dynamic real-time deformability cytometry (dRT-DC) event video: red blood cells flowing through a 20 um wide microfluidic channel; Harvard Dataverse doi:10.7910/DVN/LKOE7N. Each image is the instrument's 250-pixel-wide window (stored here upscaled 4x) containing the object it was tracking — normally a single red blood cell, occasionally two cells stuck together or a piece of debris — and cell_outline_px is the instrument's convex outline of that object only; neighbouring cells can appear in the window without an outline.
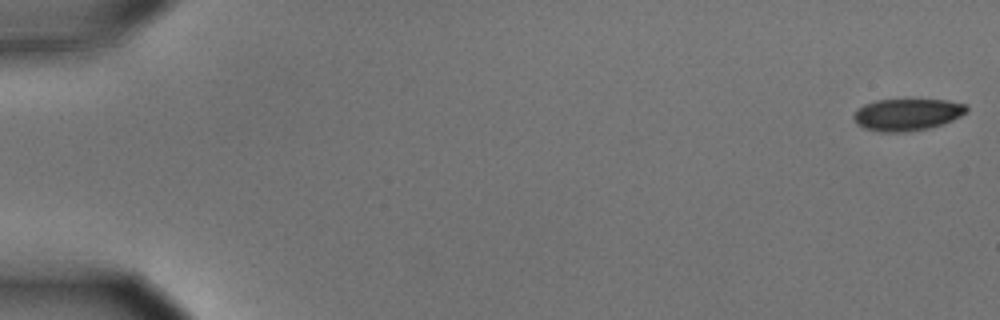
{"species": "common noctule bat (a hibernating species)", "species_latin": "Nyctalus noctula", "temperature_condition": "cold", "stored_images_in_passage": 53, "camera_frame_rate_fps": 3000, "um_per_image_px": 0.085, "animal": {"sex": "male", "body_mass_g": 15.6}, "frame": {"image": 1, "passage_image": 1, "time_ms": 0.0, "image_size_px": [1000, 320], "cell_outline_px": [[968, 112], [952, 120], [928, 128], [904, 132], [880, 132], [864, 128], [856, 124], [852, 116], [856, 108], [864, 104], [876, 100], [908, 96], [948, 100], [968, 104]], "centroid_in_image_um": [77.1, 9.67], "position_along_channel_um": 7.9, "area_um2": 22.2}}
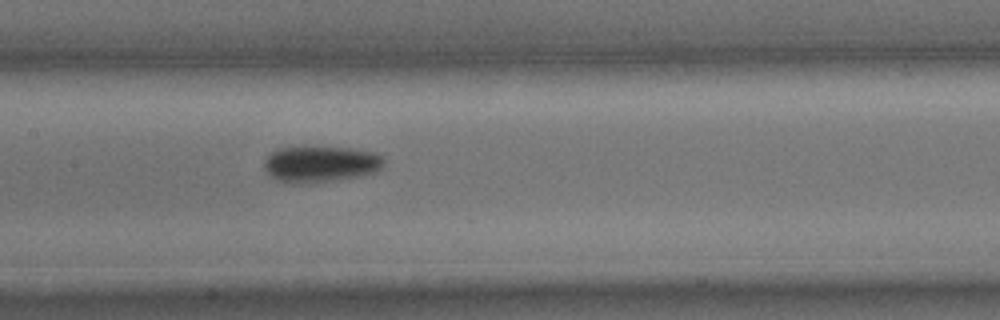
{"frame": {"image": 2, "passage_image": 28, "time_ms": 9.0, "image_size_px": [1000, 320], "cell_outline_px": [[384, 164], [376, 172], [360, 176], [312, 184], [292, 184], [276, 180], [264, 168], [264, 160], [276, 148], [304, 144], [352, 148], [376, 152], [384, 156]], "centroid_in_image_um": [27.24, 13.91], "position_along_channel_um": 180.2, "area_um2": 26.53}}
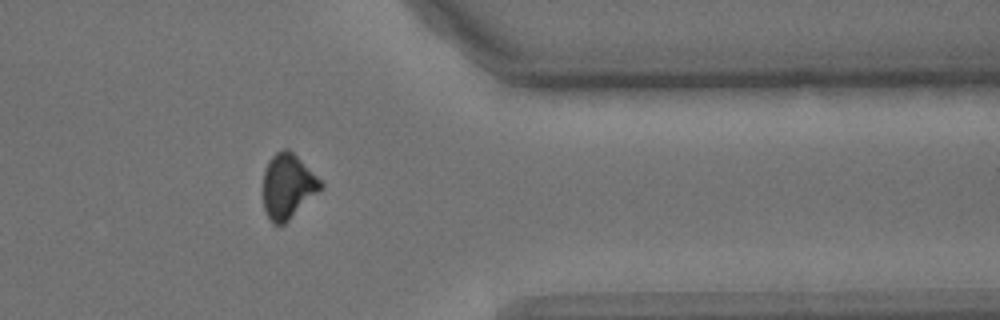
{"frame": {"image": 3, "passage_image": 46, "time_ms": 15.0, "image_size_px": [1000, 320], "cell_outline_px": [[324, 188], [284, 224], [272, 224], [264, 208], [264, 172], [268, 160], [276, 152], [284, 148], [288, 148], [324, 184]], "centroid_in_image_um": [24.47, 15.83], "position_along_channel_um": 386.9, "area_um2": 21.5}}